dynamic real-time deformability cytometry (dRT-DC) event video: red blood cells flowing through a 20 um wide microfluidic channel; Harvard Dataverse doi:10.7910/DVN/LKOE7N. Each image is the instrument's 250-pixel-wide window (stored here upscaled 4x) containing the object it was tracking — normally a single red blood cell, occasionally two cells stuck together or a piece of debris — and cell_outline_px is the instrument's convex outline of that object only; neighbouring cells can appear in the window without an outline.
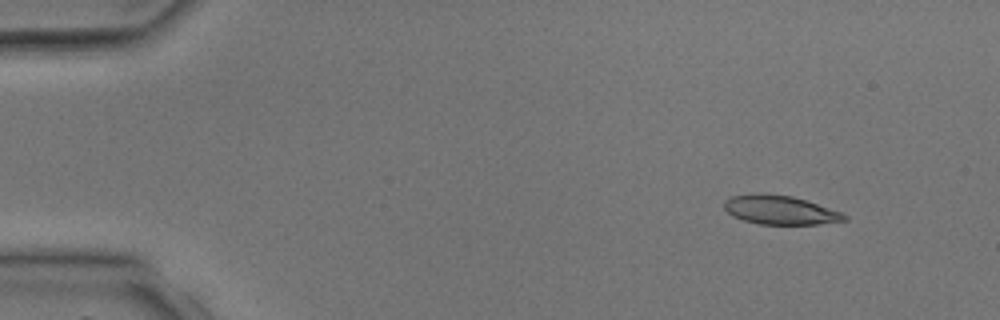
{"species": "common noctule bat (a hibernating species)", "species_latin": "Nyctalus noctula", "temperature_condition": "room temperature", "stored_images_in_passage": 4, "camera_frame_rate_fps": 3000, "um_per_image_px": 0.085, "animal": {"sex": "male", "body_mass_g": 17.9, "forearm_length_mm": 54.2}, "frame": {"image": 1, "passage_image": 2, "time_ms": 1.333, "image_size_px": [1000, 320], "cell_outline_px": [[848, 220], [816, 224], [760, 224], [744, 220], [732, 216], [724, 208], [724, 200], [732, 196], [756, 192], [760, 192], [792, 196], [840, 212], [848, 216]], "centroid_in_image_um": [66.25, 17.84], "position_along_channel_um": 18.7, "area_um2": 20.17}}